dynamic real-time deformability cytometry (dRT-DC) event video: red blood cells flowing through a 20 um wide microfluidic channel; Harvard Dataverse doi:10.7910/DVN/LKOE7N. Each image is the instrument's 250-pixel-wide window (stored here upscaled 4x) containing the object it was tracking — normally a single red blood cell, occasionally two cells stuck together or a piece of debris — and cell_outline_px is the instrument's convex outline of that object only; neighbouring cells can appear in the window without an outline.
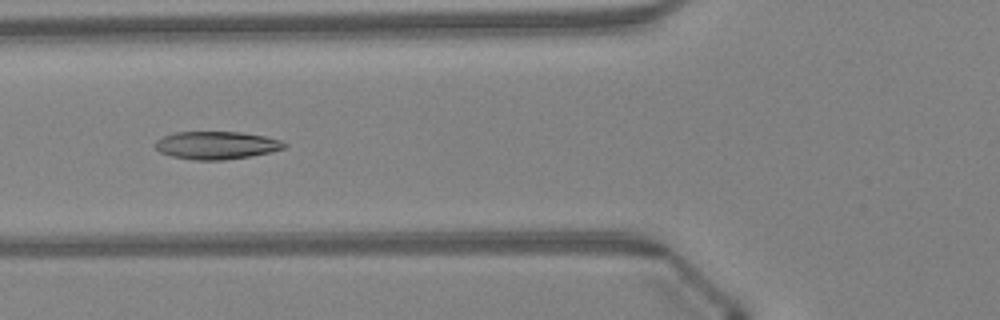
{"species": "Egyptian fruit bat (a non-hibernating species)", "species_latin": "Rousettus aegyptiacus", "temperature_condition": "warm", "stored_images_in_passage": 46, "camera_frame_rate_fps": 3000, "um_per_image_px": 0.085, "animal": {"sex": "female"}, "frame": {"image": 1, "passage_image": 17, "time_ms": 5.333, "image_size_px": [1000, 320], "cell_outline_px": [[288, 144], [284, 148], [272, 152], [224, 160], [196, 160], [172, 156], [160, 152], [156, 148], [156, 140], [164, 136], [176, 132], [240, 132], [264, 136], [280, 140]], "centroid_in_image_um": [18.41, 12.35], "position_along_channel_um": 107.4, "area_um2": 20.75}}
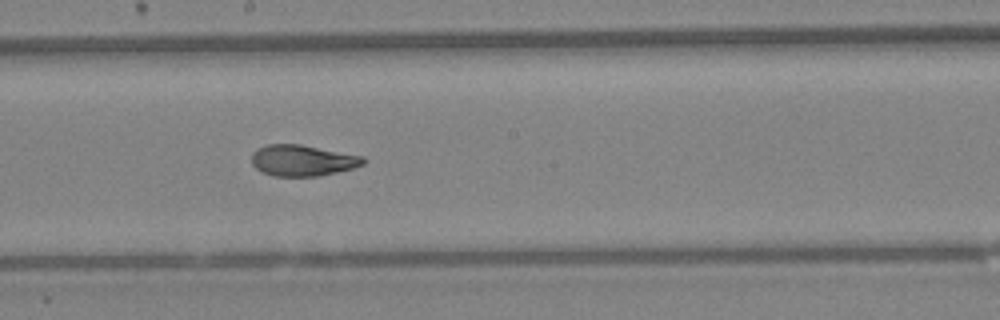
{"frame": {"image": 2, "passage_image": 25, "time_ms": 8.0, "image_size_px": [1000, 320], "cell_outline_px": [[368, 160], [364, 164], [352, 168], [336, 172], [316, 176], [272, 176], [256, 168], [252, 164], [252, 152], [256, 148], [268, 144], [300, 144], [364, 156]], "centroid_in_image_um": [25.72, 13.63], "position_along_channel_um": 222.5, "area_um2": 20.29}}
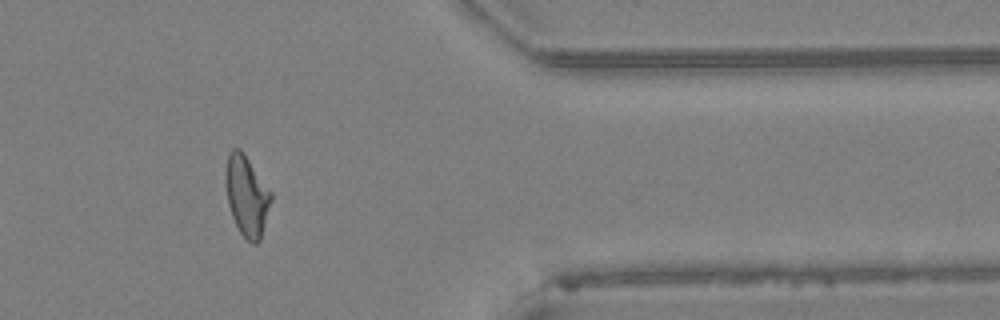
{"frame": {"image": 3, "passage_image": 38, "time_ms": 12.333, "image_size_px": [1000, 320], "cell_outline_px": [[272, 200], [260, 240], [256, 244], [252, 244], [240, 232], [232, 216], [228, 204], [224, 180], [224, 172], [228, 152], [232, 148], [240, 148], [272, 192]], "centroid_in_image_um": [20.96, 16.61], "position_along_channel_um": 390.4, "area_um2": 21.44}, "authors_computed_cell_mechanics": {"area_um2": 21.386, "velocity_mm_per_s": 4.3375, "shape_relaxation_time_tau1_ms": 7.8785, "shape_relaxation_time_tau2_ms": 1.406, "deformation_change_tau1": 0.2489, "deformation_change_tau2": 0.0753}}